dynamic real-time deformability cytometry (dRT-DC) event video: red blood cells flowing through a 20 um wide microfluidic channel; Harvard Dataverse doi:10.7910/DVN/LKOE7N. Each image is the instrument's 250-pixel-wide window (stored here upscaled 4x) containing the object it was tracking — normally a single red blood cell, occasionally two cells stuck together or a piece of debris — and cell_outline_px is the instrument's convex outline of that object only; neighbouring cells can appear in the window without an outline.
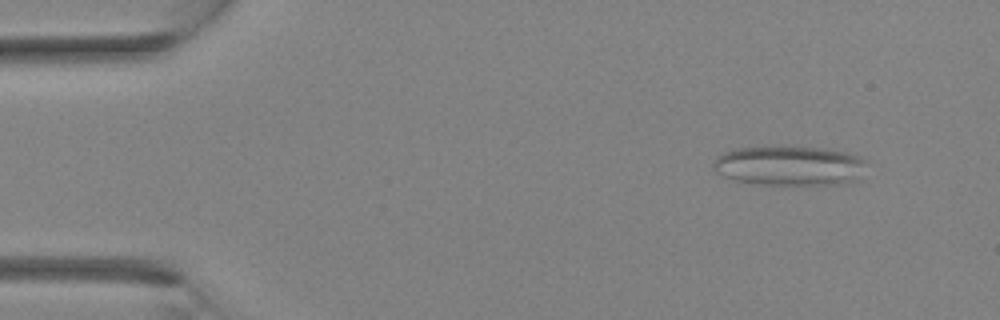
{"species": "Egyptian fruit bat (a non-hibernating species)", "species_latin": "Rousettus aegyptiacus", "temperature_condition": "room temperature", "stored_images_in_passage": 3, "camera_frame_rate_fps": 3000, "um_per_image_px": 0.085, "animal": {"sex": "female"}, "frame": {"image": 1, "passage_image": 1, "time_ms": 0.0, "image_size_px": [1000, 320], "cell_outline_px": [[868, 164], [860, 180], [836, 184], [764, 184], [736, 180], [724, 176], [716, 172], [712, 168], [712, 164], [716, 156], [732, 148], [784, 144], [824, 148], [848, 152], [864, 160]], "centroid_in_image_um": [67.11, 14.04], "position_along_channel_um": 17.9, "area_um2": 36.47}}